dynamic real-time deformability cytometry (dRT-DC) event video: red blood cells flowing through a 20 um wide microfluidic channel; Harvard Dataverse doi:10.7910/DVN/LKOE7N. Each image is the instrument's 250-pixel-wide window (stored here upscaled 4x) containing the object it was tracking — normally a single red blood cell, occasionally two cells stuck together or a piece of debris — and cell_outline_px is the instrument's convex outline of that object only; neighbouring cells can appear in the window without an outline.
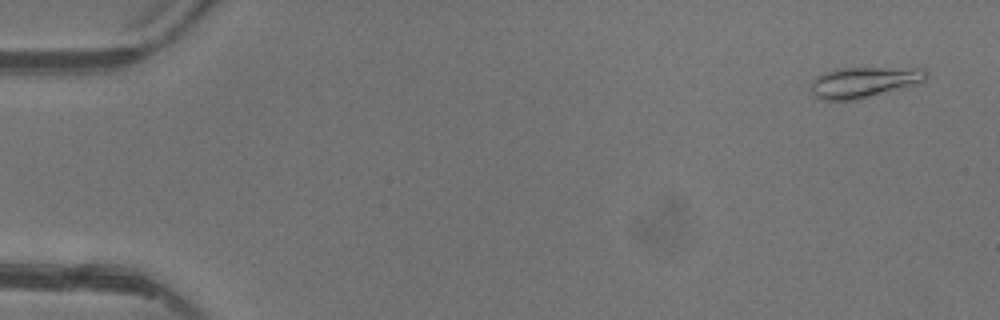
{"species": "common noctule bat (a hibernating species)", "species_latin": "Nyctalus noctula", "temperature_condition": "warm", "stored_images_in_passage": 4, "camera_frame_rate_fps": 3000, "um_per_image_px": 0.085, "animal": {"sex": "female"}, "frame": {"image": 1, "passage_image": 1, "time_ms": 0.0, "image_size_px": [1000, 320], "cell_outline_px": [[928, 76], [920, 84], [860, 100], [820, 100], [812, 96], [812, 80], [816, 76], [836, 68], [924, 68], [928, 72]], "centroid_in_image_um": [73.47, 7.0], "position_along_channel_um": 11.5, "area_um2": 21.15}}